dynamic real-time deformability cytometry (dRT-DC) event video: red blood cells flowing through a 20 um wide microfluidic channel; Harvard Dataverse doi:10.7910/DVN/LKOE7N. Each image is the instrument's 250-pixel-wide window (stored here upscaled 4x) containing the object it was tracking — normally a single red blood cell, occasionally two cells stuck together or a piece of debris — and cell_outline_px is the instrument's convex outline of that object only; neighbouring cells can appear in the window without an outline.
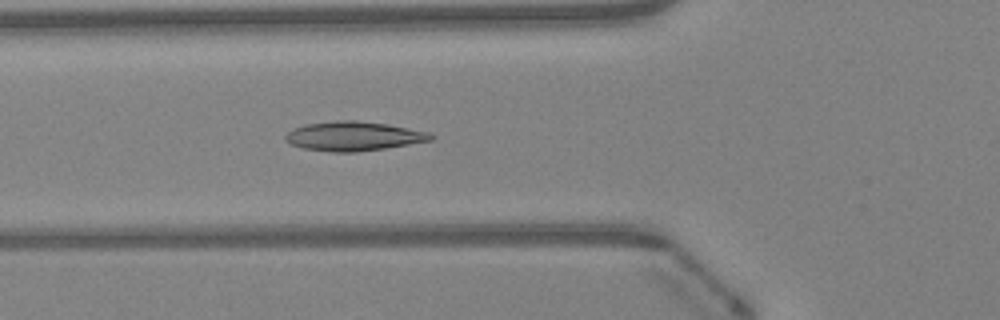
{"species": "Egyptian fruit bat (a non-hibernating species)", "species_latin": "Rousettus aegyptiacus", "temperature_condition": "warm", "stored_images_in_passage": 48, "camera_frame_rate_fps": 3000, "um_per_image_px": 0.085, "animal": {"sex": "female"}, "frame": {"image": 1, "passage_image": 17, "time_ms": 5.333, "image_size_px": [1000, 320], "cell_outline_px": [[436, 136], [432, 140], [384, 148], [356, 152], [328, 152], [304, 148], [292, 144], [284, 140], [284, 136], [292, 128], [304, 124], [336, 120], [356, 120], [388, 124], [428, 132]], "centroid_in_image_um": [30.02, 11.56], "position_along_channel_um": 95.8, "area_um2": 24.85}}
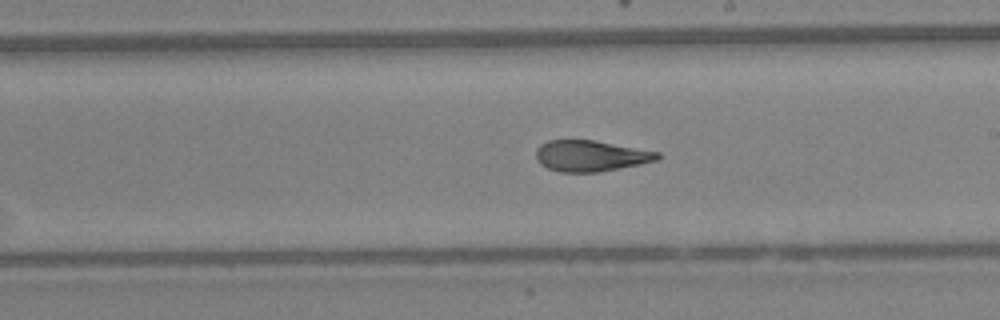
{"frame": {"image": 2, "passage_image": 27, "time_ms": 8.667, "image_size_px": [1000, 320], "cell_outline_px": [[660, 156], [656, 160], [640, 164], [620, 168], [596, 172], [560, 172], [548, 168], [540, 164], [536, 160], [536, 148], [540, 144], [548, 140], [592, 140], [660, 152]], "centroid_in_image_um": [50.16, 13.25], "position_along_channel_um": 238.8, "area_um2": 21.85}}
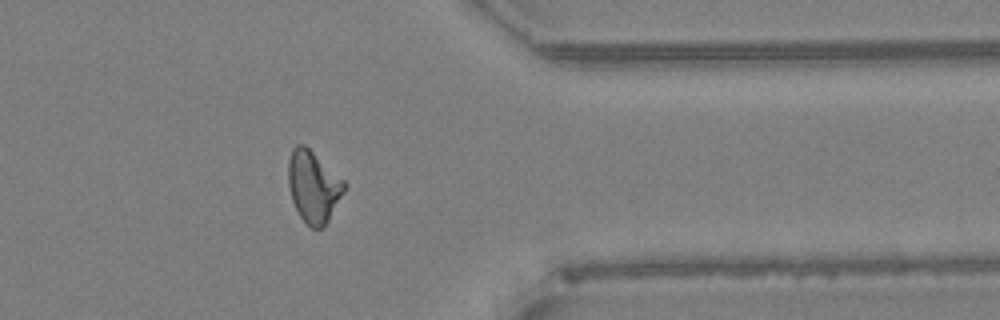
{"frame": {"image": 3, "passage_image": 38, "time_ms": 12.333, "image_size_px": [1000, 320], "cell_outline_px": [[348, 184], [344, 192], [328, 220], [320, 228], [312, 228], [300, 216], [292, 200], [288, 184], [288, 160], [292, 148], [296, 144], [304, 144], [344, 180]], "centroid_in_image_um": [26.63, 15.82], "position_along_channel_um": 384.8, "area_um2": 23.12}, "authors_computed_cell_mechanics": {"area_um2": 23.5824, "velocity_mm_per_s": 4.3033, "shape_relaxation_time_tau1_ms": 7.5967, "shape_relaxation_time_tau2_ms": 1.6999, "deformation_change_tau1": 0.2153, "deformation_change_tau2": 0.0767}}